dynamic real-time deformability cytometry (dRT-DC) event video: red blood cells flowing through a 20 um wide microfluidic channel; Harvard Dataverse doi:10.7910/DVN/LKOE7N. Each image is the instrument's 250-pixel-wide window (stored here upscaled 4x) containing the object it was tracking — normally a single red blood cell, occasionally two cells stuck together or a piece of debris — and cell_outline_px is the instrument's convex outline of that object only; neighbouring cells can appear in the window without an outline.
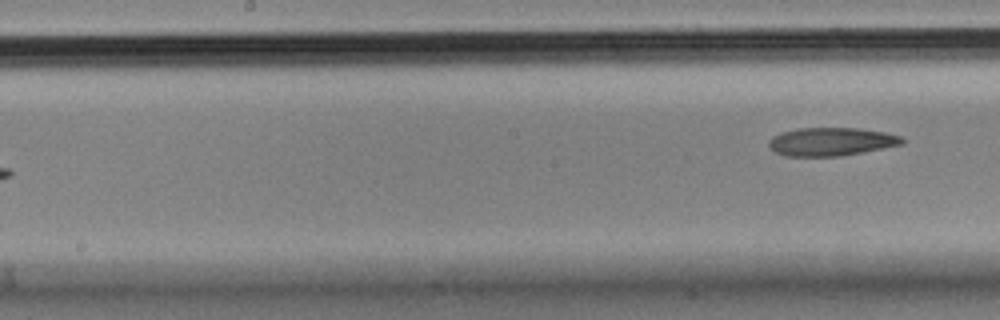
{"species": "Egyptian fruit bat (a non-hibernating species)", "species_latin": "Rousettus aegyptiacus", "temperature_condition": "cold", "stored_images_in_passage": 9, "segment_of_instrument_passage": [2, 2], "camera_frame_rate_fps": 3000, "um_per_image_px": 0.085, "animal": {"sex": "male"}, "frame": {"image": 1, "passage_image": 9, "time_ms": 2.667, "image_size_px": [1000, 320], "cell_outline_px": [[904, 144], [840, 156], [784, 156], [768, 148], [768, 140], [772, 136], [780, 132], [796, 128], [860, 128], [884, 132], [900, 136], [904, 140]], "centroid_in_image_um": [70.59, 12.03], "position_along_channel_um": 177.6, "area_um2": 22.08}}